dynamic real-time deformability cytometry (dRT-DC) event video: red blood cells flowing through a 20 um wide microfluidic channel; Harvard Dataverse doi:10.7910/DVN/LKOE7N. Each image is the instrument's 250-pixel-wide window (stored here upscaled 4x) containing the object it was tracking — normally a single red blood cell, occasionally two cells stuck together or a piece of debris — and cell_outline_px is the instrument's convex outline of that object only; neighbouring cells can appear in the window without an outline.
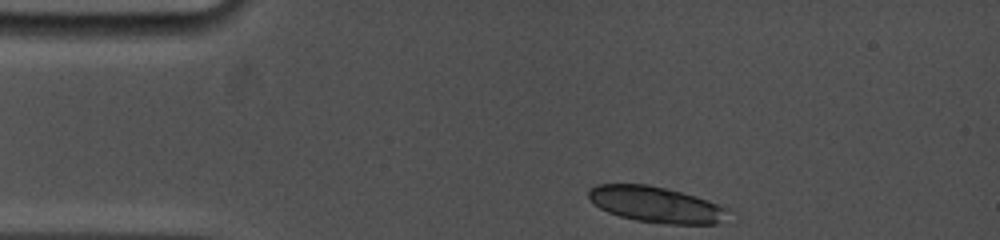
{"species": "common noctule bat (a hibernating species)", "species_latin": "Nyctalus noctula", "temperature_condition": "cold", "stored_images_in_passage": 2, "camera_frame_rate_fps": 5000, "um_per_image_px": 0.085, "animal": {"sex": "female", "body_mass_g": 19.0, "forearm_length_mm": 53.3}, "frame": {"image": 1, "passage_image": 1, "time_ms": 0.0, "image_size_px": [1000, 240], "cell_outline_px": [[728, 208], [720, 220], [716, 224], [664, 224], [636, 220], [620, 216], [608, 212], [592, 204], [588, 196], [588, 188], [596, 184], [648, 184], [668, 188], [708, 200]], "centroid_in_image_um": [55.67, 17.37], "position_along_channel_um": 29.3, "area_um2": 29.13}}